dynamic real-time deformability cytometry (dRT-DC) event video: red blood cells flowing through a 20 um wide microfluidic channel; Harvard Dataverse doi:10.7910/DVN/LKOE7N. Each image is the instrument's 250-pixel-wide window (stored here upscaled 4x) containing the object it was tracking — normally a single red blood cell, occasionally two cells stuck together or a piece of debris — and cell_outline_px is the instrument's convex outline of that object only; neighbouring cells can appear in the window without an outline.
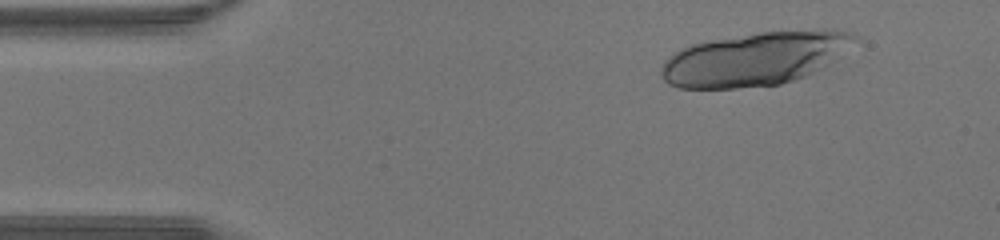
{"species": "human", "species_latin": "Homo sapiens", "temperature_condition": "warm", "stored_images_in_passage": 41, "segment_of_instrument_passage": [1, 2], "camera_frame_rate_fps": 3000, "um_per_image_px": 0.085, "donor": {"sex": "male"}, "frame": {"image": 1, "passage_image": 5, "time_ms": 1.333, "image_size_px": [1000, 240], "cell_outline_px": [[860, 36], [840, 56], [828, 64], [804, 76], [780, 84], [736, 88], [680, 88], [668, 84], [664, 80], [660, 72], [660, 68], [664, 60], [668, 56], [680, 48], [692, 44], [712, 40], [756, 32], [824, 28], [832, 28], [852, 32]], "centroid_in_image_um": [64.18, 4.97], "position_along_channel_um": 20.8, "area_um2": 60.63}}